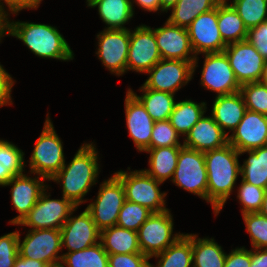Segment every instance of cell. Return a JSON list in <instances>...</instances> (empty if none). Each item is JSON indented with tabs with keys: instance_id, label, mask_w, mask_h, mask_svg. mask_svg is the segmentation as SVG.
<instances>
[{
	"instance_id": "cell-1",
	"label": "cell",
	"mask_w": 267,
	"mask_h": 267,
	"mask_svg": "<svg viewBox=\"0 0 267 267\" xmlns=\"http://www.w3.org/2000/svg\"><path fill=\"white\" fill-rule=\"evenodd\" d=\"M99 155L96 143L84 142L75 153L72 160L64 163L60 171L51 179L62 188V196L79 207L87 202L84 197L91 187L98 183L100 174Z\"/></svg>"
},
{
	"instance_id": "cell-2",
	"label": "cell",
	"mask_w": 267,
	"mask_h": 267,
	"mask_svg": "<svg viewBox=\"0 0 267 267\" xmlns=\"http://www.w3.org/2000/svg\"><path fill=\"white\" fill-rule=\"evenodd\" d=\"M207 170V203L219 215L236 186L240 175L239 152L231 145L204 153Z\"/></svg>"
},
{
	"instance_id": "cell-3",
	"label": "cell",
	"mask_w": 267,
	"mask_h": 267,
	"mask_svg": "<svg viewBox=\"0 0 267 267\" xmlns=\"http://www.w3.org/2000/svg\"><path fill=\"white\" fill-rule=\"evenodd\" d=\"M13 36L40 58L68 62L74 59V52L58 28L53 25L14 21L7 16L6 36Z\"/></svg>"
},
{
	"instance_id": "cell-4",
	"label": "cell",
	"mask_w": 267,
	"mask_h": 267,
	"mask_svg": "<svg viewBox=\"0 0 267 267\" xmlns=\"http://www.w3.org/2000/svg\"><path fill=\"white\" fill-rule=\"evenodd\" d=\"M54 128L48 113L28 162V173L44 177L46 181H51L66 162L63 142Z\"/></svg>"
},
{
	"instance_id": "cell-5",
	"label": "cell",
	"mask_w": 267,
	"mask_h": 267,
	"mask_svg": "<svg viewBox=\"0 0 267 267\" xmlns=\"http://www.w3.org/2000/svg\"><path fill=\"white\" fill-rule=\"evenodd\" d=\"M121 182L125 191L127 201L147 207L153 213L168 210L166 207L167 192H161L162 182L155 180L141 170L127 171L119 170L113 173Z\"/></svg>"
},
{
	"instance_id": "cell-6",
	"label": "cell",
	"mask_w": 267,
	"mask_h": 267,
	"mask_svg": "<svg viewBox=\"0 0 267 267\" xmlns=\"http://www.w3.org/2000/svg\"><path fill=\"white\" fill-rule=\"evenodd\" d=\"M122 182L113 174L99 186L96 199L85 208L101 232L117 224L119 212L125 201Z\"/></svg>"
},
{
	"instance_id": "cell-7",
	"label": "cell",
	"mask_w": 267,
	"mask_h": 267,
	"mask_svg": "<svg viewBox=\"0 0 267 267\" xmlns=\"http://www.w3.org/2000/svg\"><path fill=\"white\" fill-rule=\"evenodd\" d=\"M173 219L170 209L160 213H152L138 229L141 252L149 259L163 252L184 235V233L173 232Z\"/></svg>"
},
{
	"instance_id": "cell-8",
	"label": "cell",
	"mask_w": 267,
	"mask_h": 267,
	"mask_svg": "<svg viewBox=\"0 0 267 267\" xmlns=\"http://www.w3.org/2000/svg\"><path fill=\"white\" fill-rule=\"evenodd\" d=\"M171 182L207 202V170L204 153L183 146L179 151Z\"/></svg>"
},
{
	"instance_id": "cell-9",
	"label": "cell",
	"mask_w": 267,
	"mask_h": 267,
	"mask_svg": "<svg viewBox=\"0 0 267 267\" xmlns=\"http://www.w3.org/2000/svg\"><path fill=\"white\" fill-rule=\"evenodd\" d=\"M47 186L39 196L37 203L17 225L30 229H57L64 225L70 213L77 207L64 196L61 199H51Z\"/></svg>"
},
{
	"instance_id": "cell-10",
	"label": "cell",
	"mask_w": 267,
	"mask_h": 267,
	"mask_svg": "<svg viewBox=\"0 0 267 267\" xmlns=\"http://www.w3.org/2000/svg\"><path fill=\"white\" fill-rule=\"evenodd\" d=\"M192 49L196 55L193 62V76L198 67L199 54L223 52L227 44L218 27V5L209 12L200 14L188 27Z\"/></svg>"
},
{
	"instance_id": "cell-11",
	"label": "cell",
	"mask_w": 267,
	"mask_h": 267,
	"mask_svg": "<svg viewBox=\"0 0 267 267\" xmlns=\"http://www.w3.org/2000/svg\"><path fill=\"white\" fill-rule=\"evenodd\" d=\"M96 55L111 74L127 73V57L130 44V29H105L96 35Z\"/></svg>"
},
{
	"instance_id": "cell-12",
	"label": "cell",
	"mask_w": 267,
	"mask_h": 267,
	"mask_svg": "<svg viewBox=\"0 0 267 267\" xmlns=\"http://www.w3.org/2000/svg\"><path fill=\"white\" fill-rule=\"evenodd\" d=\"M193 62L161 59L146 74L143 85L156 91L176 94L193 79Z\"/></svg>"
},
{
	"instance_id": "cell-13",
	"label": "cell",
	"mask_w": 267,
	"mask_h": 267,
	"mask_svg": "<svg viewBox=\"0 0 267 267\" xmlns=\"http://www.w3.org/2000/svg\"><path fill=\"white\" fill-rule=\"evenodd\" d=\"M19 231V255L32 260H38L50 265L63 258L61 231L57 229H29L21 240Z\"/></svg>"
},
{
	"instance_id": "cell-14",
	"label": "cell",
	"mask_w": 267,
	"mask_h": 267,
	"mask_svg": "<svg viewBox=\"0 0 267 267\" xmlns=\"http://www.w3.org/2000/svg\"><path fill=\"white\" fill-rule=\"evenodd\" d=\"M201 71L200 85L215 92L216 96L240 91V84L224 52L205 53Z\"/></svg>"
},
{
	"instance_id": "cell-15",
	"label": "cell",
	"mask_w": 267,
	"mask_h": 267,
	"mask_svg": "<svg viewBox=\"0 0 267 267\" xmlns=\"http://www.w3.org/2000/svg\"><path fill=\"white\" fill-rule=\"evenodd\" d=\"M223 52L240 86L259 82L266 60L252 44L247 40L231 43Z\"/></svg>"
},
{
	"instance_id": "cell-16",
	"label": "cell",
	"mask_w": 267,
	"mask_h": 267,
	"mask_svg": "<svg viewBox=\"0 0 267 267\" xmlns=\"http://www.w3.org/2000/svg\"><path fill=\"white\" fill-rule=\"evenodd\" d=\"M161 59L154 31L150 26L141 24L134 30L130 29L127 72L146 74Z\"/></svg>"
},
{
	"instance_id": "cell-17",
	"label": "cell",
	"mask_w": 267,
	"mask_h": 267,
	"mask_svg": "<svg viewBox=\"0 0 267 267\" xmlns=\"http://www.w3.org/2000/svg\"><path fill=\"white\" fill-rule=\"evenodd\" d=\"M76 209L78 207L60 228L62 249L65 247L67 252L83 250L100 242V231L90 213L85 209L74 216Z\"/></svg>"
},
{
	"instance_id": "cell-18",
	"label": "cell",
	"mask_w": 267,
	"mask_h": 267,
	"mask_svg": "<svg viewBox=\"0 0 267 267\" xmlns=\"http://www.w3.org/2000/svg\"><path fill=\"white\" fill-rule=\"evenodd\" d=\"M33 174L34 177L23 173L14 176L3 187H11V201L13 208L19 213L9 221V224L17 225L37 203L42 191L49 185L44 177ZM45 181V183H44Z\"/></svg>"
},
{
	"instance_id": "cell-19",
	"label": "cell",
	"mask_w": 267,
	"mask_h": 267,
	"mask_svg": "<svg viewBox=\"0 0 267 267\" xmlns=\"http://www.w3.org/2000/svg\"><path fill=\"white\" fill-rule=\"evenodd\" d=\"M228 143L238 152L267 145V116L246 110L243 119L228 136Z\"/></svg>"
},
{
	"instance_id": "cell-20",
	"label": "cell",
	"mask_w": 267,
	"mask_h": 267,
	"mask_svg": "<svg viewBox=\"0 0 267 267\" xmlns=\"http://www.w3.org/2000/svg\"><path fill=\"white\" fill-rule=\"evenodd\" d=\"M154 31L158 50L162 59L195 61L187 28L170 24L167 20L162 27L151 28Z\"/></svg>"
},
{
	"instance_id": "cell-21",
	"label": "cell",
	"mask_w": 267,
	"mask_h": 267,
	"mask_svg": "<svg viewBox=\"0 0 267 267\" xmlns=\"http://www.w3.org/2000/svg\"><path fill=\"white\" fill-rule=\"evenodd\" d=\"M126 127L137 151L150 149L151 133L155 121L147 113L142 103L127 90L125 96Z\"/></svg>"
},
{
	"instance_id": "cell-22",
	"label": "cell",
	"mask_w": 267,
	"mask_h": 267,
	"mask_svg": "<svg viewBox=\"0 0 267 267\" xmlns=\"http://www.w3.org/2000/svg\"><path fill=\"white\" fill-rule=\"evenodd\" d=\"M226 144H228V135L211 115L205 116V114L183 139L184 147L203 153L222 148Z\"/></svg>"
},
{
	"instance_id": "cell-23",
	"label": "cell",
	"mask_w": 267,
	"mask_h": 267,
	"mask_svg": "<svg viewBox=\"0 0 267 267\" xmlns=\"http://www.w3.org/2000/svg\"><path fill=\"white\" fill-rule=\"evenodd\" d=\"M246 110L244 98L238 91L228 95L215 96L211 116L229 136V132L231 133L243 119Z\"/></svg>"
},
{
	"instance_id": "cell-24",
	"label": "cell",
	"mask_w": 267,
	"mask_h": 267,
	"mask_svg": "<svg viewBox=\"0 0 267 267\" xmlns=\"http://www.w3.org/2000/svg\"><path fill=\"white\" fill-rule=\"evenodd\" d=\"M87 7L96 8L105 29H129L125 27L135 15L130 0H86Z\"/></svg>"
},
{
	"instance_id": "cell-25",
	"label": "cell",
	"mask_w": 267,
	"mask_h": 267,
	"mask_svg": "<svg viewBox=\"0 0 267 267\" xmlns=\"http://www.w3.org/2000/svg\"><path fill=\"white\" fill-rule=\"evenodd\" d=\"M183 146L150 148L145 152L149 154L147 169H142L146 174L157 181L164 183L173 178L179 151Z\"/></svg>"
},
{
	"instance_id": "cell-26",
	"label": "cell",
	"mask_w": 267,
	"mask_h": 267,
	"mask_svg": "<svg viewBox=\"0 0 267 267\" xmlns=\"http://www.w3.org/2000/svg\"><path fill=\"white\" fill-rule=\"evenodd\" d=\"M100 242L108 254L142 253L137 232L117 225L102 230Z\"/></svg>"
},
{
	"instance_id": "cell-27",
	"label": "cell",
	"mask_w": 267,
	"mask_h": 267,
	"mask_svg": "<svg viewBox=\"0 0 267 267\" xmlns=\"http://www.w3.org/2000/svg\"><path fill=\"white\" fill-rule=\"evenodd\" d=\"M128 90L142 103L155 122L169 120L176 104L175 94L149 89L143 84L138 89L142 91V95H137L131 88Z\"/></svg>"
},
{
	"instance_id": "cell-28",
	"label": "cell",
	"mask_w": 267,
	"mask_h": 267,
	"mask_svg": "<svg viewBox=\"0 0 267 267\" xmlns=\"http://www.w3.org/2000/svg\"><path fill=\"white\" fill-rule=\"evenodd\" d=\"M206 111L207 103L204 101L200 103L194 102L191 99L177 101L169 116V121L184 139L198 120L206 114Z\"/></svg>"
},
{
	"instance_id": "cell-29",
	"label": "cell",
	"mask_w": 267,
	"mask_h": 267,
	"mask_svg": "<svg viewBox=\"0 0 267 267\" xmlns=\"http://www.w3.org/2000/svg\"><path fill=\"white\" fill-rule=\"evenodd\" d=\"M248 154V158L240 165L242 180L267 189V145L251 151H240L239 155Z\"/></svg>"
},
{
	"instance_id": "cell-30",
	"label": "cell",
	"mask_w": 267,
	"mask_h": 267,
	"mask_svg": "<svg viewBox=\"0 0 267 267\" xmlns=\"http://www.w3.org/2000/svg\"><path fill=\"white\" fill-rule=\"evenodd\" d=\"M157 263L151 267H193L192 233H184L175 243L163 252L152 256Z\"/></svg>"
},
{
	"instance_id": "cell-31",
	"label": "cell",
	"mask_w": 267,
	"mask_h": 267,
	"mask_svg": "<svg viewBox=\"0 0 267 267\" xmlns=\"http://www.w3.org/2000/svg\"><path fill=\"white\" fill-rule=\"evenodd\" d=\"M193 267H224L226 252L215 239L192 234Z\"/></svg>"
},
{
	"instance_id": "cell-32",
	"label": "cell",
	"mask_w": 267,
	"mask_h": 267,
	"mask_svg": "<svg viewBox=\"0 0 267 267\" xmlns=\"http://www.w3.org/2000/svg\"><path fill=\"white\" fill-rule=\"evenodd\" d=\"M218 27L221 37L227 45L244 41L247 38L248 29L226 0H222L218 4Z\"/></svg>"
},
{
	"instance_id": "cell-33",
	"label": "cell",
	"mask_w": 267,
	"mask_h": 267,
	"mask_svg": "<svg viewBox=\"0 0 267 267\" xmlns=\"http://www.w3.org/2000/svg\"><path fill=\"white\" fill-rule=\"evenodd\" d=\"M222 0H179L166 19L170 24L187 28L200 14L211 11Z\"/></svg>"
},
{
	"instance_id": "cell-34",
	"label": "cell",
	"mask_w": 267,
	"mask_h": 267,
	"mask_svg": "<svg viewBox=\"0 0 267 267\" xmlns=\"http://www.w3.org/2000/svg\"><path fill=\"white\" fill-rule=\"evenodd\" d=\"M23 152L17 145L0 139V186L7 184L14 176L25 172L27 165Z\"/></svg>"
},
{
	"instance_id": "cell-35",
	"label": "cell",
	"mask_w": 267,
	"mask_h": 267,
	"mask_svg": "<svg viewBox=\"0 0 267 267\" xmlns=\"http://www.w3.org/2000/svg\"><path fill=\"white\" fill-rule=\"evenodd\" d=\"M67 267H108V253L101 242L83 250L63 253Z\"/></svg>"
},
{
	"instance_id": "cell-36",
	"label": "cell",
	"mask_w": 267,
	"mask_h": 267,
	"mask_svg": "<svg viewBox=\"0 0 267 267\" xmlns=\"http://www.w3.org/2000/svg\"><path fill=\"white\" fill-rule=\"evenodd\" d=\"M247 29L256 27L267 21V0H226ZM230 1V2H229Z\"/></svg>"
},
{
	"instance_id": "cell-37",
	"label": "cell",
	"mask_w": 267,
	"mask_h": 267,
	"mask_svg": "<svg viewBox=\"0 0 267 267\" xmlns=\"http://www.w3.org/2000/svg\"><path fill=\"white\" fill-rule=\"evenodd\" d=\"M152 213L147 207L125 200L116 225L137 232Z\"/></svg>"
},
{
	"instance_id": "cell-38",
	"label": "cell",
	"mask_w": 267,
	"mask_h": 267,
	"mask_svg": "<svg viewBox=\"0 0 267 267\" xmlns=\"http://www.w3.org/2000/svg\"><path fill=\"white\" fill-rule=\"evenodd\" d=\"M237 199L241 206V213L259 212L262 206L266 189L256 187L241 179L237 187Z\"/></svg>"
},
{
	"instance_id": "cell-39",
	"label": "cell",
	"mask_w": 267,
	"mask_h": 267,
	"mask_svg": "<svg viewBox=\"0 0 267 267\" xmlns=\"http://www.w3.org/2000/svg\"><path fill=\"white\" fill-rule=\"evenodd\" d=\"M240 92L246 109L267 116V85L252 82L241 85Z\"/></svg>"
},
{
	"instance_id": "cell-40",
	"label": "cell",
	"mask_w": 267,
	"mask_h": 267,
	"mask_svg": "<svg viewBox=\"0 0 267 267\" xmlns=\"http://www.w3.org/2000/svg\"><path fill=\"white\" fill-rule=\"evenodd\" d=\"M252 248H267V217L259 212L242 215Z\"/></svg>"
},
{
	"instance_id": "cell-41",
	"label": "cell",
	"mask_w": 267,
	"mask_h": 267,
	"mask_svg": "<svg viewBox=\"0 0 267 267\" xmlns=\"http://www.w3.org/2000/svg\"><path fill=\"white\" fill-rule=\"evenodd\" d=\"M179 138L181 135L169 120L156 121L151 133L150 148L183 146Z\"/></svg>"
},
{
	"instance_id": "cell-42",
	"label": "cell",
	"mask_w": 267,
	"mask_h": 267,
	"mask_svg": "<svg viewBox=\"0 0 267 267\" xmlns=\"http://www.w3.org/2000/svg\"><path fill=\"white\" fill-rule=\"evenodd\" d=\"M19 231L0 236V267H14L18 252Z\"/></svg>"
},
{
	"instance_id": "cell-43",
	"label": "cell",
	"mask_w": 267,
	"mask_h": 267,
	"mask_svg": "<svg viewBox=\"0 0 267 267\" xmlns=\"http://www.w3.org/2000/svg\"><path fill=\"white\" fill-rule=\"evenodd\" d=\"M149 260L143 253L108 254V267H147Z\"/></svg>"
},
{
	"instance_id": "cell-44",
	"label": "cell",
	"mask_w": 267,
	"mask_h": 267,
	"mask_svg": "<svg viewBox=\"0 0 267 267\" xmlns=\"http://www.w3.org/2000/svg\"><path fill=\"white\" fill-rule=\"evenodd\" d=\"M246 40L267 60V21L248 29Z\"/></svg>"
},
{
	"instance_id": "cell-45",
	"label": "cell",
	"mask_w": 267,
	"mask_h": 267,
	"mask_svg": "<svg viewBox=\"0 0 267 267\" xmlns=\"http://www.w3.org/2000/svg\"><path fill=\"white\" fill-rule=\"evenodd\" d=\"M15 82L16 80L12 78L0 62V108L4 105L11 106L13 104L11 92Z\"/></svg>"
},
{
	"instance_id": "cell-46",
	"label": "cell",
	"mask_w": 267,
	"mask_h": 267,
	"mask_svg": "<svg viewBox=\"0 0 267 267\" xmlns=\"http://www.w3.org/2000/svg\"><path fill=\"white\" fill-rule=\"evenodd\" d=\"M251 265V249L248 250L244 246L236 247L226 254L224 267H250Z\"/></svg>"
},
{
	"instance_id": "cell-47",
	"label": "cell",
	"mask_w": 267,
	"mask_h": 267,
	"mask_svg": "<svg viewBox=\"0 0 267 267\" xmlns=\"http://www.w3.org/2000/svg\"><path fill=\"white\" fill-rule=\"evenodd\" d=\"M42 1L43 0H8L5 3L6 5L2 6V10L6 16H10V14L17 15L23 9H38Z\"/></svg>"
},
{
	"instance_id": "cell-48",
	"label": "cell",
	"mask_w": 267,
	"mask_h": 267,
	"mask_svg": "<svg viewBox=\"0 0 267 267\" xmlns=\"http://www.w3.org/2000/svg\"><path fill=\"white\" fill-rule=\"evenodd\" d=\"M250 267H267V248L251 249Z\"/></svg>"
},
{
	"instance_id": "cell-49",
	"label": "cell",
	"mask_w": 267,
	"mask_h": 267,
	"mask_svg": "<svg viewBox=\"0 0 267 267\" xmlns=\"http://www.w3.org/2000/svg\"><path fill=\"white\" fill-rule=\"evenodd\" d=\"M131 6L134 11V4L138 5L144 11L160 13V0H130Z\"/></svg>"
},
{
	"instance_id": "cell-50",
	"label": "cell",
	"mask_w": 267,
	"mask_h": 267,
	"mask_svg": "<svg viewBox=\"0 0 267 267\" xmlns=\"http://www.w3.org/2000/svg\"><path fill=\"white\" fill-rule=\"evenodd\" d=\"M47 264L38 260H32L20 255L16 258L14 267H45Z\"/></svg>"
},
{
	"instance_id": "cell-51",
	"label": "cell",
	"mask_w": 267,
	"mask_h": 267,
	"mask_svg": "<svg viewBox=\"0 0 267 267\" xmlns=\"http://www.w3.org/2000/svg\"><path fill=\"white\" fill-rule=\"evenodd\" d=\"M6 19L7 16L2 10V7H0V43L2 42V38L6 35Z\"/></svg>"
},
{
	"instance_id": "cell-52",
	"label": "cell",
	"mask_w": 267,
	"mask_h": 267,
	"mask_svg": "<svg viewBox=\"0 0 267 267\" xmlns=\"http://www.w3.org/2000/svg\"><path fill=\"white\" fill-rule=\"evenodd\" d=\"M179 0H160L161 13L168 12L172 7L176 5Z\"/></svg>"
},
{
	"instance_id": "cell-53",
	"label": "cell",
	"mask_w": 267,
	"mask_h": 267,
	"mask_svg": "<svg viewBox=\"0 0 267 267\" xmlns=\"http://www.w3.org/2000/svg\"><path fill=\"white\" fill-rule=\"evenodd\" d=\"M259 213L267 217V189L265 191L264 199Z\"/></svg>"
},
{
	"instance_id": "cell-54",
	"label": "cell",
	"mask_w": 267,
	"mask_h": 267,
	"mask_svg": "<svg viewBox=\"0 0 267 267\" xmlns=\"http://www.w3.org/2000/svg\"><path fill=\"white\" fill-rule=\"evenodd\" d=\"M259 82L263 85H267V60L265 61V65L263 67L262 76Z\"/></svg>"
},
{
	"instance_id": "cell-55",
	"label": "cell",
	"mask_w": 267,
	"mask_h": 267,
	"mask_svg": "<svg viewBox=\"0 0 267 267\" xmlns=\"http://www.w3.org/2000/svg\"><path fill=\"white\" fill-rule=\"evenodd\" d=\"M50 267H67V265L62 260H60L50 264Z\"/></svg>"
},
{
	"instance_id": "cell-56",
	"label": "cell",
	"mask_w": 267,
	"mask_h": 267,
	"mask_svg": "<svg viewBox=\"0 0 267 267\" xmlns=\"http://www.w3.org/2000/svg\"><path fill=\"white\" fill-rule=\"evenodd\" d=\"M8 0H0V7H2L3 5H5V3L7 2Z\"/></svg>"
}]
</instances>
